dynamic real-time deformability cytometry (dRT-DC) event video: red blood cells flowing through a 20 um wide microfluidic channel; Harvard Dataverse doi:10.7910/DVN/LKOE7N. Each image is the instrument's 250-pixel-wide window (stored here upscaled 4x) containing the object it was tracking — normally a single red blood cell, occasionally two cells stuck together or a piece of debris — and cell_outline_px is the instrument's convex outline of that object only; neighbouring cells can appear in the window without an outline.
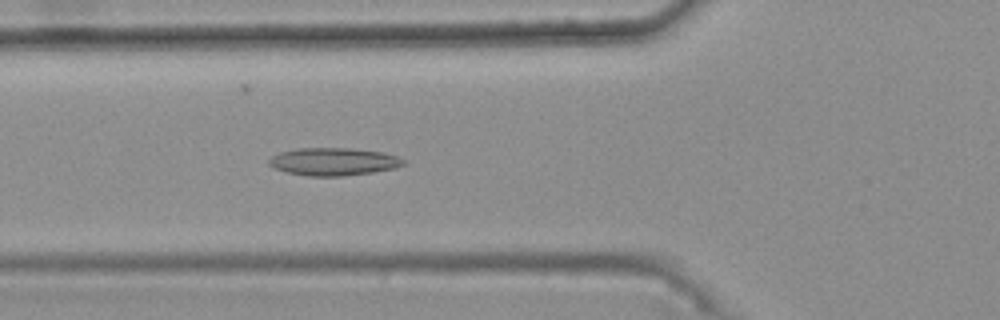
{"species": "common noctule bat (a hibernating species)", "species_latin": "Nyctalus noctula", "temperature_condition": "warm", "stored_images_in_passage": 37, "camera_frame_rate_fps": 3000, "um_per_image_px": 0.085, "animal": {"sex": "female", "body_mass_g": 25.1}, "frame": {"image": 1, "passage_image": 9, "time_ms": 2.667, "image_size_px": [1000, 320], "cell_outline_px": [[404, 164], [392, 168], [372, 172], [340, 176], [308, 176], [288, 172], [276, 168], [268, 164], [268, 160], [272, 156], [280, 152], [296, 148], [348, 148], [380, 152], [396, 156], [404, 160]], "centroid_in_image_um": [28.29, 13.73], "position_along_channel_um": 97.5, "area_um2": 21.33}}
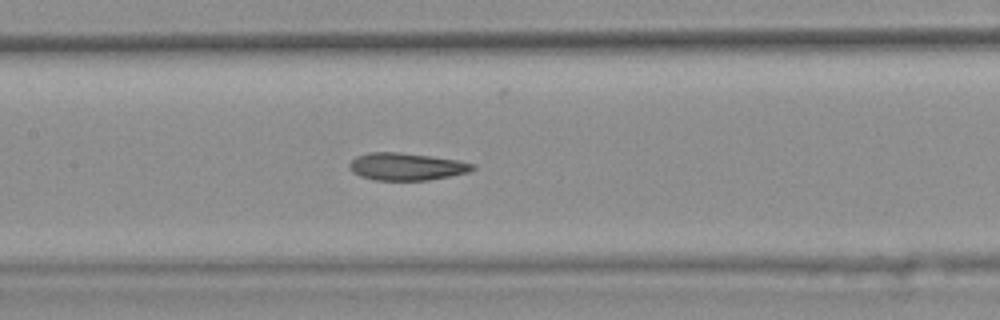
{"frame": {"image": 2, "passage_image": 15, "time_ms": 4.667, "image_size_px": [1000, 320], "cell_outline_px": [[476, 168], [468, 172], [428, 180], [376, 180], [360, 176], [352, 172], [348, 164], [356, 156], [368, 152], [400, 152], [456, 160], [476, 164]], "centroid_in_image_um": [34.52, 14.15], "position_along_channel_um": 172.9, "area_um2": 19.54}}
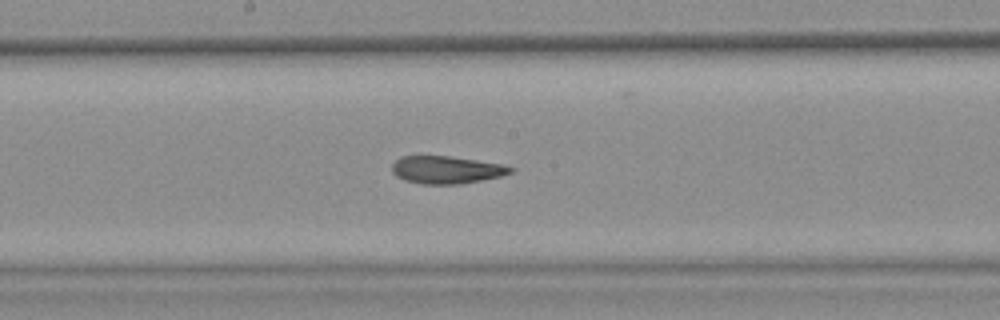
{"frame": {"image": 3, "passage_image": 18, "time_ms": 5.667, "image_size_px": [1000, 320], "cell_outline_px": [[516, 168], [512, 172], [500, 176], [460, 184], [420, 184], [404, 180], [396, 176], [392, 172], [392, 164], [400, 156], [448, 156], [504, 164]], "centroid_in_image_um": [37.94, 14.43], "position_along_channel_um": 210.3, "area_um2": 19.07}, "authors_computed_cell_mechanics": {"area_um2": 19.8254, "velocity_mm_per_s": 3.758, "shape_relaxation_time_tau1_ms": null, "shape_relaxation_time_tau2_ms": 3.4346, "deformation_change_tau1": null, "deformation_change_tau2": 0.1312}}